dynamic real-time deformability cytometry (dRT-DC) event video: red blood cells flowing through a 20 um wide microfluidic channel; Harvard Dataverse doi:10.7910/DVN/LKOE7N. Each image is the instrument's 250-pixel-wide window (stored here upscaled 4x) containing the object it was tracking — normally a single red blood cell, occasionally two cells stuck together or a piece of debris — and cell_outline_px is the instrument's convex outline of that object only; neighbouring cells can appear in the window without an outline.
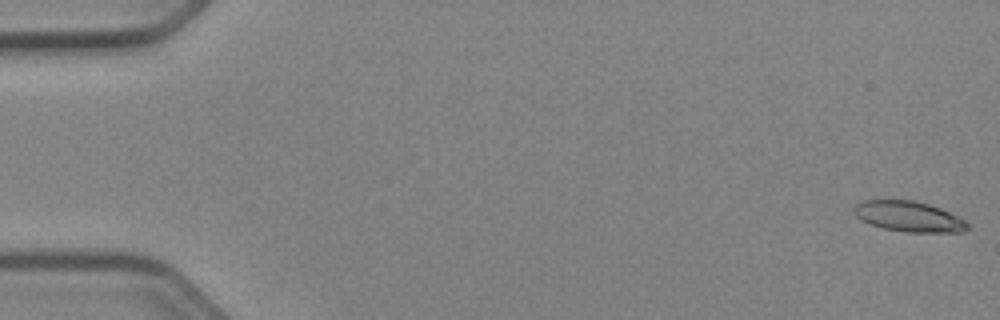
{"species": "Egyptian fruit bat (a non-hibernating species)", "species_latin": "Rousettus aegyptiacus", "temperature_condition": "cold", "stored_images_in_passage": 52, "camera_frame_rate_fps": 3000, "um_per_image_px": 0.085, "animal": {"sex": "female"}, "frame": {"image": 1, "passage_image": 1, "time_ms": 0.0, "image_size_px": [1000, 320], "cell_outline_px": [[968, 228], [964, 232], [904, 232], [884, 228], [860, 220], [852, 212], [852, 208], [860, 200], [912, 200], [928, 204], [940, 208], [960, 216], [968, 224]], "centroid_in_image_um": [77.23, 18.4], "position_along_channel_um": 7.8, "area_um2": 20.29}}
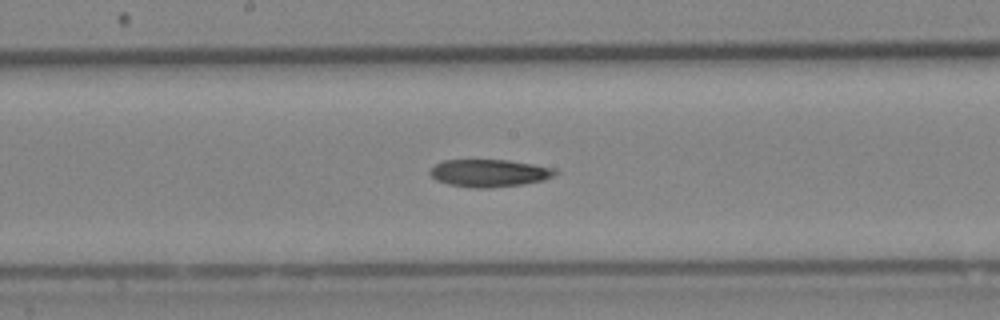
{"frame": {"image": 2, "passage_image": 28, "time_ms": 9.0, "image_size_px": [1000, 320], "cell_outline_px": [[560, 172], [544, 180], [524, 184], [488, 188], [472, 188], [448, 184], [436, 180], [428, 172], [436, 164], [444, 160], [508, 160], [556, 168]], "centroid_in_image_um": [41.61, 14.71], "position_along_channel_um": 206.6, "area_um2": 20.11}}
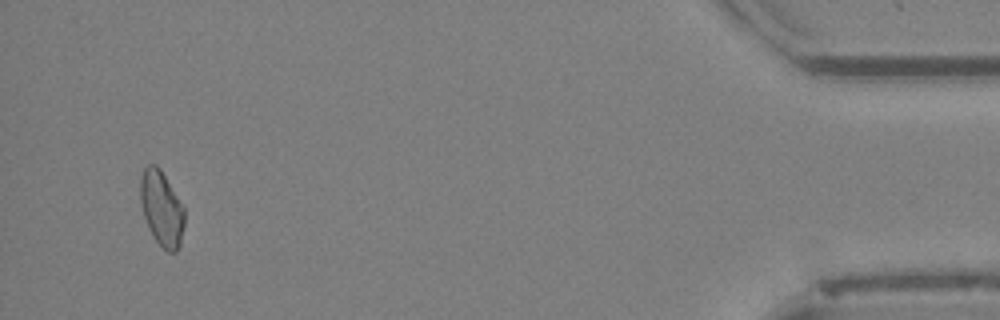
{"frame": {"image": 3, "passage_image": 50, "time_ms": 16.333, "image_size_px": [1000, 320], "cell_outline_px": [[184, 224], [180, 244], [176, 252], [168, 252], [152, 236], [148, 228], [144, 216], [140, 200], [140, 176], [144, 168], [148, 164], [156, 164], [160, 168], [184, 208]], "centroid_in_image_um": [13.72, 17.7], "position_along_channel_um": 421.5, "area_um2": 19.19}}